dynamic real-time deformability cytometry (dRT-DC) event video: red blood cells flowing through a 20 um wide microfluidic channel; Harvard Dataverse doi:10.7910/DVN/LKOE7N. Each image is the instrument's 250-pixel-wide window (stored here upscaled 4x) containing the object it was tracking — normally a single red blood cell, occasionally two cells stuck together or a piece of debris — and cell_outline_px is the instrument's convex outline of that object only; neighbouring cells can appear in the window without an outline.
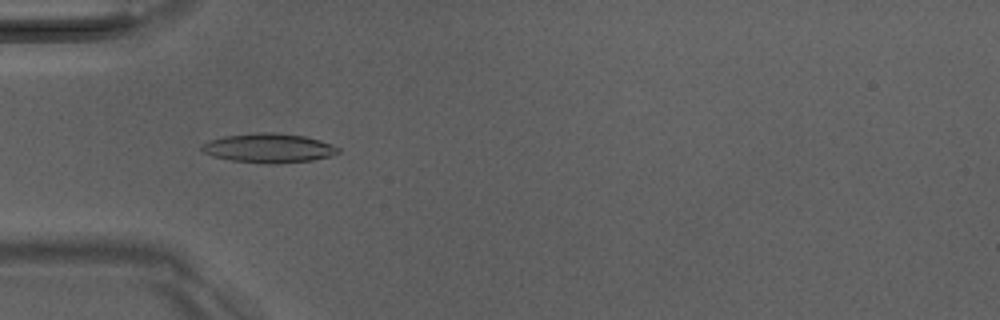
{"species": "Egyptian fruit bat (a non-hibernating species)", "species_latin": "Rousettus aegyptiacus", "temperature_condition": "room temperature", "stored_images_in_passage": 49, "camera_frame_rate_fps": 3000, "um_per_image_px": 0.085, "animal": {"sex": "male"}, "frame": {"image": 1, "passage_image": 15, "time_ms": 4.667, "image_size_px": [1000, 320], "cell_outline_px": [[340, 152], [332, 156], [312, 160], [276, 164], [268, 164], [232, 160], [212, 156], [204, 152], [200, 148], [200, 144], [208, 140], [224, 136], [264, 132], [272, 132], [304, 136], [320, 140], [332, 144], [340, 148]], "centroid_in_image_um": [22.85, 12.59], "position_along_channel_um": 62.2, "area_um2": 23.35}}
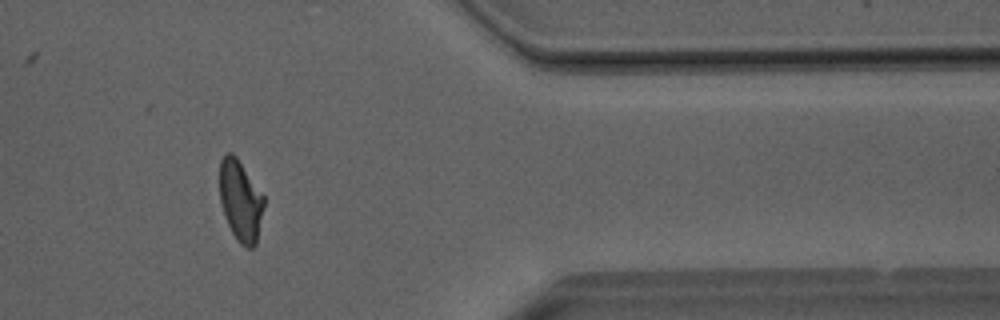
{"frame": {"image": 2, "passage_image": 41, "time_ms": 13.333, "image_size_px": [1000, 320], "cell_outline_px": [[264, 204], [256, 244], [252, 248], [248, 248], [240, 244], [236, 240], [224, 216], [220, 200], [220, 160], [224, 152], [232, 152], [236, 156], [264, 196]], "centroid_in_image_um": [20.43, 17.05], "position_along_channel_um": 391.0, "area_um2": 20.87}}
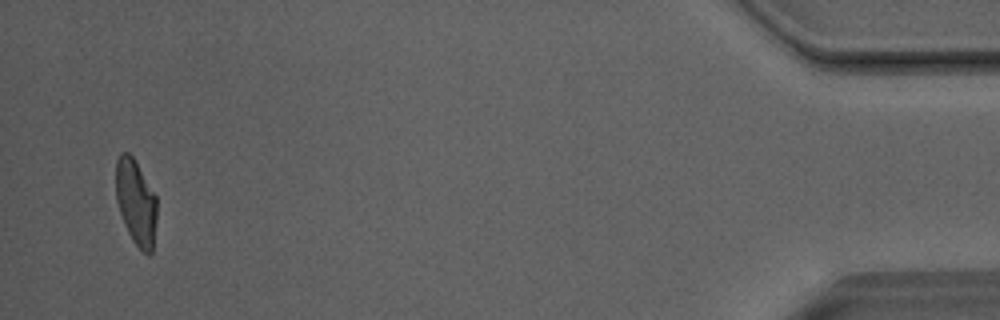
{"frame": {"image": 3, "passage_image": 48, "time_ms": 15.667, "image_size_px": [1000, 320], "cell_outline_px": [[156, 220], [152, 252], [148, 256], [132, 240], [124, 224], [116, 200], [116, 160], [120, 152], [128, 152], [132, 156], [156, 196]], "centroid_in_image_um": [11.54, 17.19], "position_along_channel_um": 423.7, "area_um2": 20.23}, "authors_computed_cell_mechanics": {"area_um2": 21.4438, "velocity_mm_per_s": 4.0696, "shape_relaxation_time_tau1_ms": 3.7295, "shape_relaxation_time_tau2_ms": 1.2269, "deformation_change_tau1": 0.1556, "deformation_change_tau2": 0.0684}}